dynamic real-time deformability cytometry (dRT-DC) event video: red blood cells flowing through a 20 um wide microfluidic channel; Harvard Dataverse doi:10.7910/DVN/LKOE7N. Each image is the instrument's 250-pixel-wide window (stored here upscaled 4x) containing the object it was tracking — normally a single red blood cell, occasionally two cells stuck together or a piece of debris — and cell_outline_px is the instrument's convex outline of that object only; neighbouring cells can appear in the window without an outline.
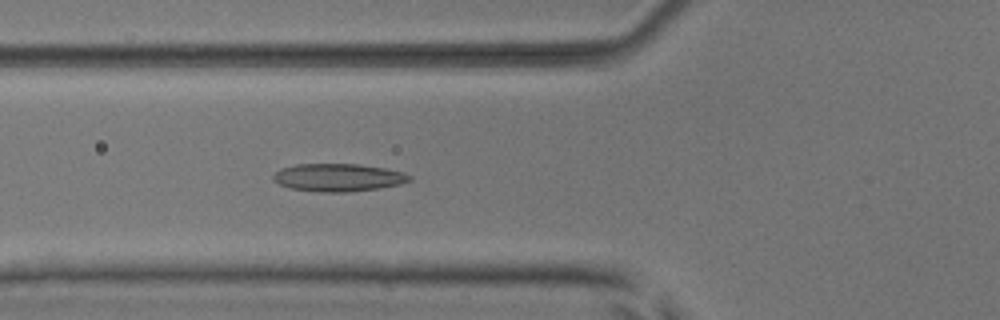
{"species": "common noctule bat (a hibernating species)", "species_latin": "Nyctalus noctula", "temperature_condition": "room temperature", "stored_images_in_passage": 53, "camera_frame_rate_fps": 3000, "um_per_image_px": 0.085, "animal": {"sex": "male", "body_mass_g": 17.9, "forearm_length_mm": 54.2}, "frame": {"image": 1, "passage_image": 20, "time_ms": 6.333, "image_size_px": [1000, 320], "cell_outline_px": [[412, 180], [400, 184], [380, 188], [344, 192], [320, 192], [292, 188], [280, 184], [272, 180], [272, 176], [280, 168], [296, 164], [356, 164], [384, 168], [404, 172], [412, 176]], "centroid_in_image_um": [28.76, 15.08], "position_along_channel_um": 97.0, "area_um2": 22.02}}
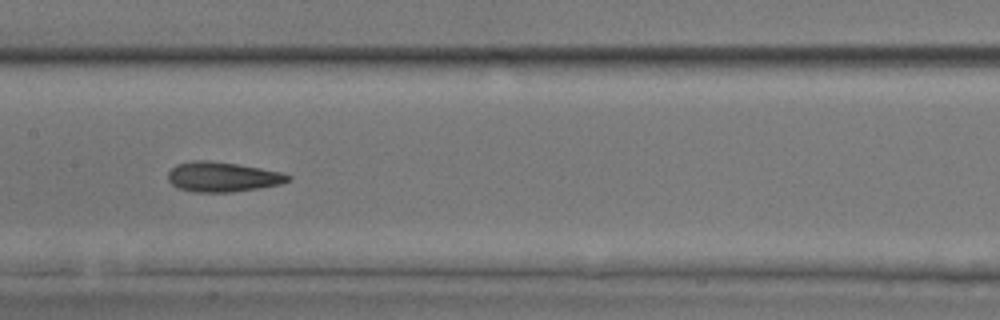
{"frame": {"image": 2, "passage_image": 27, "time_ms": 8.667, "image_size_px": [1000, 320], "cell_outline_px": [[292, 180], [280, 184], [260, 188], [232, 192], [192, 192], [180, 188], [172, 184], [168, 180], [168, 172], [176, 164], [192, 160], [208, 160], [236, 164], [260, 168], [280, 172], [292, 176]], "centroid_in_image_um": [18.92, 15.03], "position_along_channel_um": 188.5, "area_um2": 20.92}}
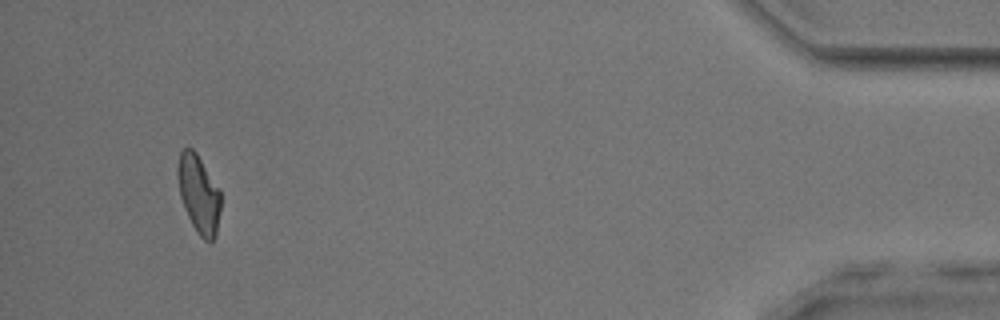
{"frame": {"image": 3, "passage_image": 50, "time_ms": 16.333, "image_size_px": [1000, 320], "cell_outline_px": [[220, 208], [216, 236], [208, 244], [196, 232], [184, 208], [180, 196], [176, 172], [176, 168], [180, 152], [184, 148], [192, 148], [196, 152], [220, 188]], "centroid_in_image_um": [16.89, 16.49], "position_along_channel_um": 418.3, "area_um2": 19.83}, "authors_computed_cell_mechanics": {"area_um2": 20.9236, "velocity_mm_per_s": 3.9118, "shape_relaxation_time_tau1_ms": 4.3361, "shape_relaxation_time_tau2_ms": 2.6592, "deformation_change_tau1": 0.129, "deformation_change_tau2": 0.1096}}